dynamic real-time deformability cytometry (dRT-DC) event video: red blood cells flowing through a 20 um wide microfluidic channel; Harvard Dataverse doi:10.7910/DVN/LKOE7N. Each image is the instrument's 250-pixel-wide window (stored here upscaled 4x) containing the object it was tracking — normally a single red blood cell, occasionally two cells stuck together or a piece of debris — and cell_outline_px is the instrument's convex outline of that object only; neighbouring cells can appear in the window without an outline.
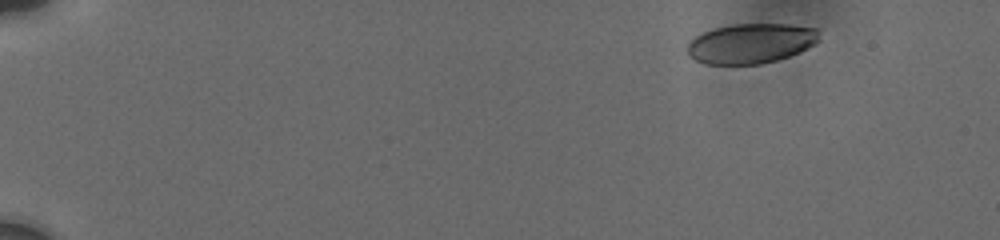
{"species": "human", "species_latin": "Homo sapiens", "temperature_condition": "cold", "stored_images_in_passage": 43, "camera_frame_rate_fps": 3000, "um_per_image_px": 0.085, "donor": {"sex": "male"}, "frame": {"image": 1, "passage_image": 1, "time_ms": 0.0, "image_size_px": [1000, 240], "cell_outline_px": [[820, 40], [816, 44], [800, 52], [776, 60], [760, 64], [704, 64], [688, 56], [688, 40], [704, 32], [716, 28], [732, 24], [792, 24], [820, 28]], "centroid_in_image_um": [63.88, 3.68], "position_along_channel_um": 21.1, "area_um2": 31.04}}
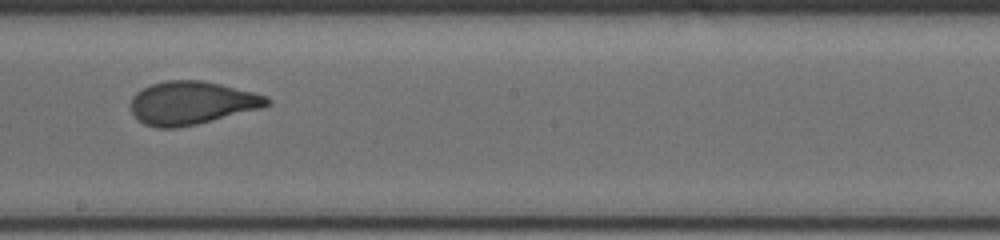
{"frame": {"image": 2, "passage_image": 24, "time_ms": 9.333, "image_size_px": [1000, 240], "cell_outline_px": [[272, 104], [264, 108], [196, 124], [176, 128], [156, 128], [144, 124], [132, 116], [128, 104], [132, 96], [136, 92], [152, 84], [168, 80], [200, 80], [220, 84], [268, 96], [272, 100]], "centroid_in_image_um": [16.28, 8.76], "position_along_channel_um": 231.9, "area_um2": 34.68}}
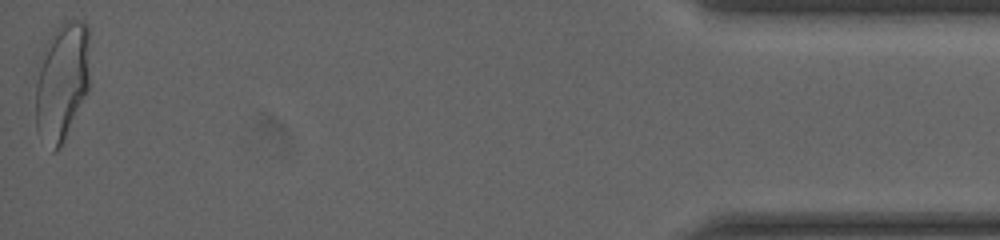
{"frame": {"image": 3, "passage_image": 43, "time_ms": 16.667, "image_size_px": [1000, 240], "cell_outline_px": [[88, 88], [56, 152], [52, 152], [36, 128], [36, 84], [40, 68], [48, 40], [56, 28], [64, 20], [72, 16], [84, 20], [88, 24]], "centroid_in_image_um": [5.27, 6.82], "position_along_channel_um": 429.9, "area_um2": 36.41}, "authors_computed_cell_mechanics": {"area_um2": 34.5066, "velocity_mm_per_s": 3.7462, "shape_relaxation_time_tau1_ms": 5.8851, "shape_relaxation_time_tau2_ms": null, "deformation_change_tau1": 0.1788, "deformation_change_tau2": null}}